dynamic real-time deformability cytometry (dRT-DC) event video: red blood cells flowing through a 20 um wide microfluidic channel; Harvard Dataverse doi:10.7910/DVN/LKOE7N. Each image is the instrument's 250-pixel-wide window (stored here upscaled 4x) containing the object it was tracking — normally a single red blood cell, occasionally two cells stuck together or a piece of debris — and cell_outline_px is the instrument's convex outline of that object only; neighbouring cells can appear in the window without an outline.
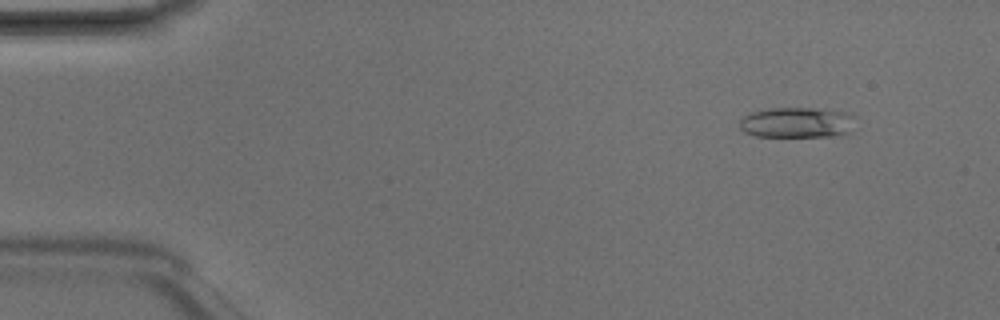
{"species": "Egyptian fruit bat (a non-hibernating species)", "species_latin": "Rousettus aegyptiacus", "temperature_condition": "room temperature", "stored_images_in_passage": 4, "camera_frame_rate_fps": 3000, "um_per_image_px": 0.085, "animal": {"sex": "male"}, "frame": {"image": 1, "passage_image": 2, "time_ms": 0.333, "image_size_px": [1000, 320], "cell_outline_px": [[856, 116], [852, 132], [832, 136], [756, 136], [744, 132], [740, 128], [740, 120], [744, 116], [752, 112], [768, 108], [816, 108], [848, 112]], "centroid_in_image_um": [67.79, 10.41], "position_along_channel_um": 17.2, "area_um2": 20.81}}